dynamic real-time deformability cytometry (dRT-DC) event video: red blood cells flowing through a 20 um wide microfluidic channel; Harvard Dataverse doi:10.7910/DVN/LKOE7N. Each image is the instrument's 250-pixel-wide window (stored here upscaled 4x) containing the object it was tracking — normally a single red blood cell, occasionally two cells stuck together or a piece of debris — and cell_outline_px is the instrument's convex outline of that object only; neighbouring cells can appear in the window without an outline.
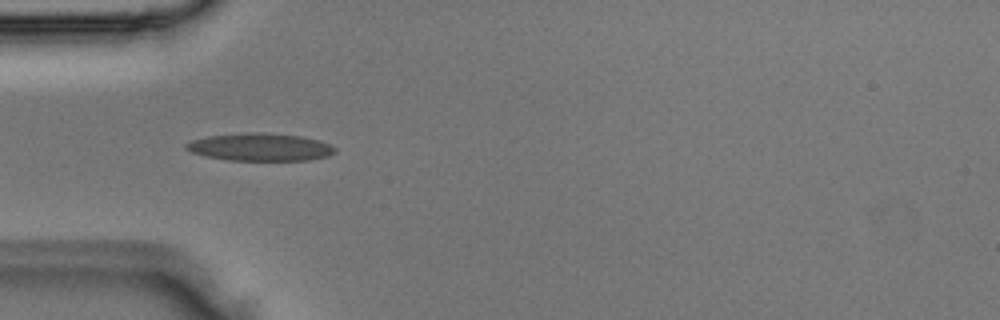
{"species": "Egyptian fruit bat (a non-hibernating species)", "species_latin": "Rousettus aegyptiacus", "temperature_condition": "room temperature", "stored_images_in_passage": 2, "camera_frame_rate_fps": 3000, "um_per_image_px": 0.085, "animal": {"sex": "male"}, "frame": {"image": 1, "passage_image": 1, "time_ms": 0.0, "image_size_px": [1000, 320], "cell_outline_px": [[336, 152], [328, 156], [308, 160], [228, 160], [204, 156], [192, 152], [184, 148], [184, 144], [192, 140], [208, 136], [244, 132], [264, 132], [304, 136], [328, 144], [336, 148]], "centroid_in_image_um": [22.09, 12.49], "position_along_channel_um": 62.9, "area_um2": 24.1}}